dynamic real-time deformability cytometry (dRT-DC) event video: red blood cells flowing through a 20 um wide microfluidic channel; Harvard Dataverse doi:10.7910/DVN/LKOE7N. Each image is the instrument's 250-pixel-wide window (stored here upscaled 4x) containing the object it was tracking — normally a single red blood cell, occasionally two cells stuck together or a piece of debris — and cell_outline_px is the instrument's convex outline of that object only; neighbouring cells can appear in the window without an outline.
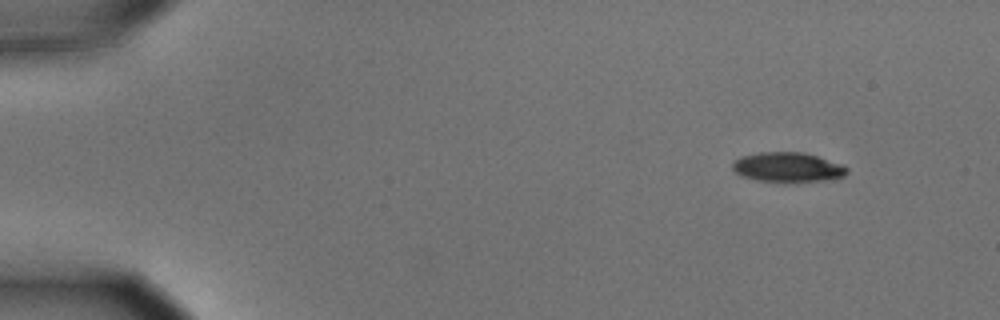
{"species": "common noctule bat (a hibernating species)", "species_latin": "Nyctalus noctula", "temperature_condition": "cold", "stored_images_in_passage": 3, "camera_frame_rate_fps": 3000, "um_per_image_px": 0.085, "animal": {"sex": "male", "body_mass_g": 15.6}, "frame": {"image": 1, "passage_image": 1, "time_ms": 0.0, "image_size_px": [1000, 320], "cell_outline_px": [[848, 172], [844, 176], [824, 180], [756, 180], [740, 176], [732, 168], [732, 164], [740, 156], [760, 152], [804, 152], [840, 164], [848, 168]], "centroid_in_image_um": [66.91, 14.18], "position_along_channel_um": 18.1, "area_um2": 19.19}}
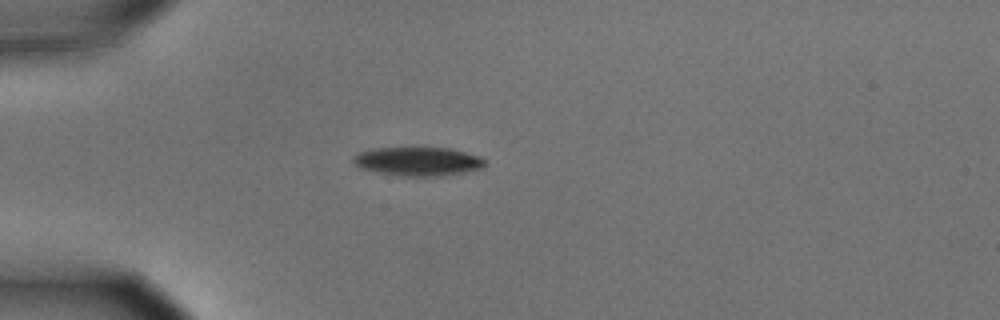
{"frame": {"image": 2, "passage_image": 3, "time_ms": 0.667, "image_size_px": [1000, 320], "cell_outline_px": [[484, 164], [480, 168], [464, 172], [436, 176], [400, 176], [376, 172], [360, 168], [352, 160], [352, 156], [360, 152], [376, 148], [452, 148], [480, 156], [484, 160]], "centroid_in_image_um": [35.5, 13.72], "position_along_channel_um": 49.5, "area_um2": 21.91}}